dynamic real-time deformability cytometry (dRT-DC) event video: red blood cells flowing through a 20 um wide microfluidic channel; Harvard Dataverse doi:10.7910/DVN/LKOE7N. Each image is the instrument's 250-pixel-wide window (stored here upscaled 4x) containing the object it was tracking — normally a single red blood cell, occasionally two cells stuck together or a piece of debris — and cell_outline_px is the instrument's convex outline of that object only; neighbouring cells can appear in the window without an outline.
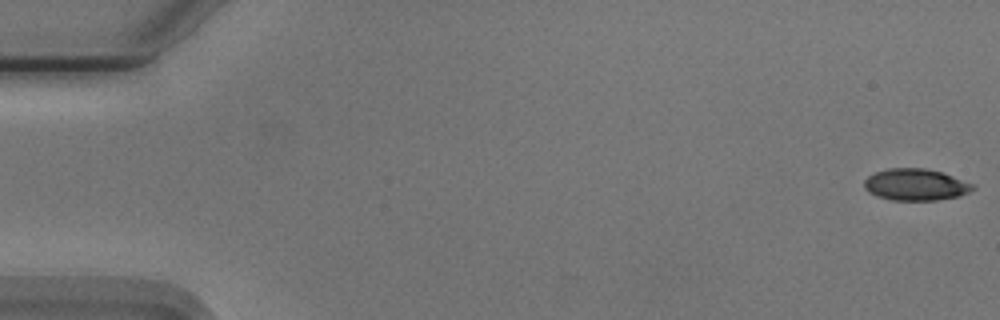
{"species": "Egyptian fruit bat (a non-hibernating species)", "species_latin": "Rousettus aegyptiacus", "temperature_condition": "cold", "stored_images_in_passage": 46, "camera_frame_rate_fps": 3000, "um_per_image_px": 0.085, "animal": {"sex": "male"}, "frame": {"image": 1, "passage_image": 1, "time_ms": 0.0, "image_size_px": [1000, 320], "cell_outline_px": [[976, 188], [960, 196], [936, 200], [892, 200], [876, 196], [868, 192], [864, 188], [864, 180], [868, 176], [876, 172], [888, 168], [924, 168], [940, 172], [976, 184]], "centroid_in_image_um": [77.83, 15.7], "position_along_channel_um": 7.2, "area_um2": 20.11}}
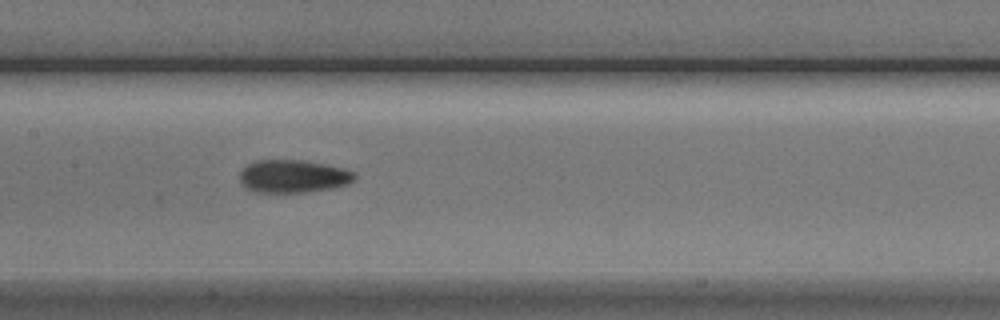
{"frame": {"image": 2, "passage_image": 27, "time_ms": 8.667, "image_size_px": [1000, 320], "cell_outline_px": [[356, 180], [348, 184], [332, 188], [304, 192], [260, 192], [248, 188], [240, 180], [240, 172], [248, 164], [256, 160], [304, 160], [344, 168], [356, 172]], "centroid_in_image_um": [24.98, 14.97], "position_along_channel_um": 182.4, "area_um2": 21.91}}
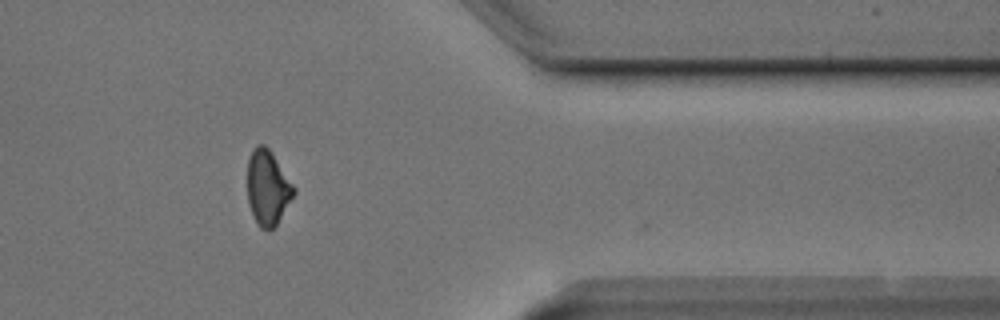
{"frame": {"image": 3, "passage_image": 45, "time_ms": 14.667, "image_size_px": [1000, 320], "cell_outline_px": [[296, 192], [276, 224], [272, 228], [260, 228], [248, 204], [248, 156], [252, 148], [256, 144], [264, 144], [272, 152], [296, 188]], "centroid_in_image_um": [22.75, 15.88], "position_along_channel_um": 388.6, "area_um2": 20.11}, "authors_computed_cell_mechanics": {"area_um2": 20.9525, "velocity_mm_per_s": 3.7522, "shape_relaxation_time_tau1_ms": 4.5878, "shape_relaxation_time_tau2_ms": 2.9193, "deformation_change_tau1": 0.1329, "deformation_change_tau2": 0.0855}}